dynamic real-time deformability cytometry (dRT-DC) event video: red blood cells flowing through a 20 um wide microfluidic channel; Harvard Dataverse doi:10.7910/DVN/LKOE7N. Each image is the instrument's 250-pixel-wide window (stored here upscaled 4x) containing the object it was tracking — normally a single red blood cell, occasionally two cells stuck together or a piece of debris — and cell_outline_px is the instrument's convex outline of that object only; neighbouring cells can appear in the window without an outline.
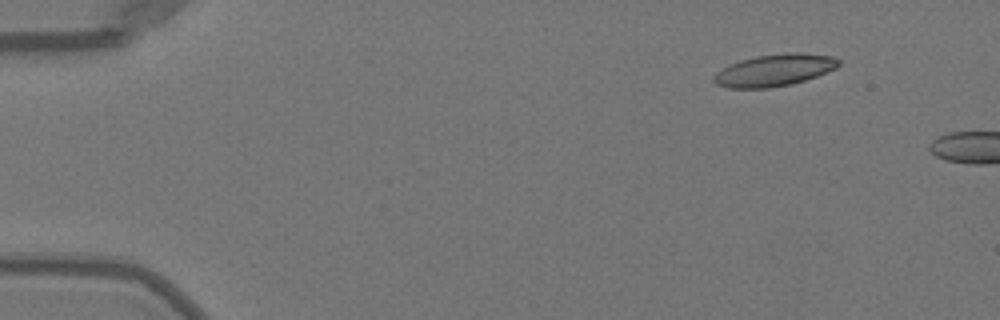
{"species": "Egyptian fruit bat (a non-hibernating species)", "species_latin": "Rousettus aegyptiacus", "temperature_condition": "warm", "stored_images_in_passage": 3, "camera_frame_rate_fps": 3000, "um_per_image_px": 0.085, "animal": {"sex": "female"}, "frame": {"image": 1, "passage_image": 1, "time_ms": 0.0, "image_size_px": [1000, 320], "cell_outline_px": [[840, 64], [836, 68], [816, 76], [792, 84], [768, 88], [728, 88], [716, 84], [712, 80], [712, 76], [716, 72], [728, 64], [740, 60], [756, 56], [788, 52], [800, 52], [832, 56], [840, 60]], "centroid_in_image_um": [65.79, 5.96], "position_along_channel_um": 19.2, "area_um2": 23.41}}